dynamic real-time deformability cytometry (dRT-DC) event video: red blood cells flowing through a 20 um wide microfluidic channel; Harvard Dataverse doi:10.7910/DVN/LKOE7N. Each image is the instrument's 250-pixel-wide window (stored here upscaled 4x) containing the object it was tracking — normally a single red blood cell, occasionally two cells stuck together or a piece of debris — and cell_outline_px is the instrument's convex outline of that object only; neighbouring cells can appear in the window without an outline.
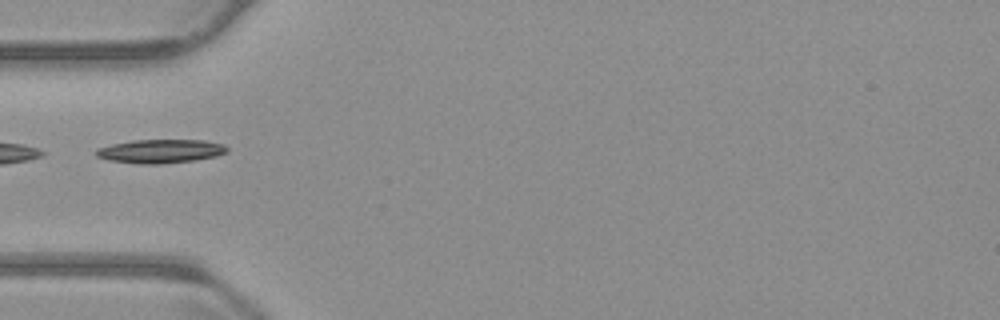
{"species": "common noctule bat (a hibernating species)", "species_latin": "Nyctalus noctula", "temperature_condition": "warm", "stored_images_in_passage": 9, "camera_frame_rate_fps": 3000, "um_per_image_px": 0.085, "animal": {"sex": "male", "body_mass_g": 23.1, "forearm_length_mm": 52.7}, "frame": {"image": 1, "passage_image": 1, "time_ms": 0.0, "image_size_px": [1000, 320], "cell_outline_px": [[228, 152], [216, 156], [196, 160], [160, 164], [140, 164], [108, 160], [96, 156], [96, 148], [112, 144], [132, 140], [204, 140], [224, 144], [228, 148]], "centroid_in_image_um": [13.65, 12.85], "position_along_channel_um": 71.3, "area_um2": 18.21}}
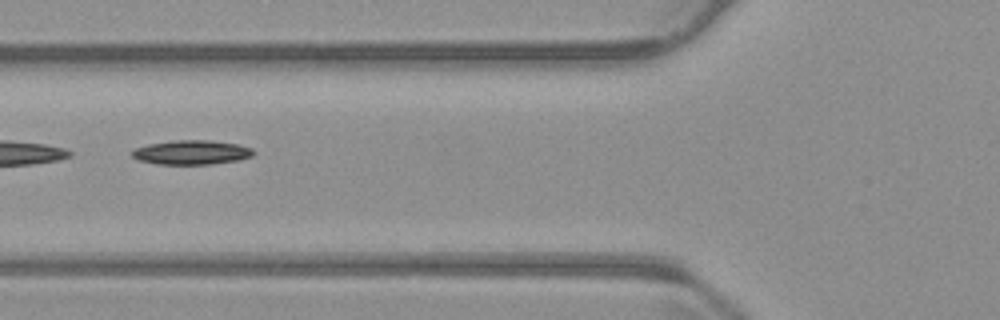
{"frame": {"image": 2, "passage_image": 4, "time_ms": 1.0, "image_size_px": [1000, 320], "cell_outline_px": [[256, 152], [252, 156], [240, 160], [212, 164], [156, 164], [140, 160], [132, 156], [132, 152], [136, 148], [148, 144], [176, 140], [208, 140], [240, 144], [252, 148]], "centroid_in_image_um": [16.34, 12.95], "position_along_channel_um": 109.5, "area_um2": 17.22}}
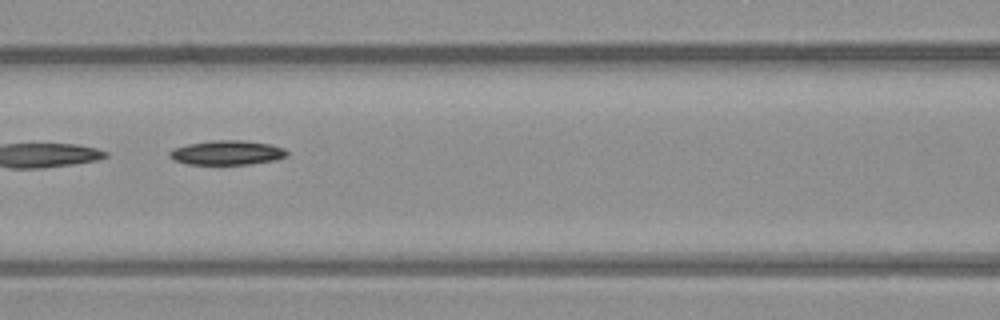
{"frame": {"image": 3, "passage_image": 7, "time_ms": 2.0, "image_size_px": [1000, 320], "cell_outline_px": [[288, 156], [276, 160], [248, 164], [188, 164], [176, 160], [168, 156], [168, 152], [172, 148], [188, 144], [212, 140], [240, 140], [272, 144], [284, 148], [288, 152]], "centroid_in_image_um": [19.31, 12.97], "position_along_channel_um": 147.3, "area_um2": 16.76}}